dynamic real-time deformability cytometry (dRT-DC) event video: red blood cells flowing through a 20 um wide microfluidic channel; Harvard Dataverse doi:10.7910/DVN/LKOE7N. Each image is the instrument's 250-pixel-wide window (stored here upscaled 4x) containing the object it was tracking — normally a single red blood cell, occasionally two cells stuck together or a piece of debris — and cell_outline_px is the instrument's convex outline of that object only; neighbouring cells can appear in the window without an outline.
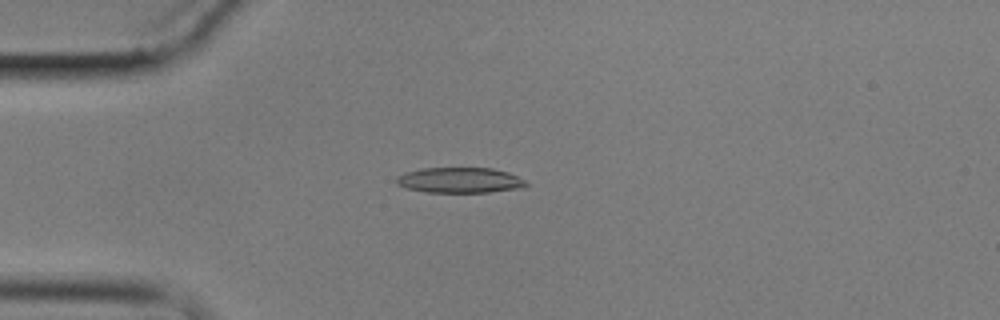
{"species": "common noctule bat (a hibernating species)", "species_latin": "Nyctalus noctula", "temperature_condition": "cold", "stored_images_in_passage": 7, "camera_frame_rate_fps": 3000, "um_per_image_px": 0.085, "animal": {"sex": "male", "body_mass_g": 17.9}, "frame": {"image": 1, "passage_image": 1, "time_ms": 0.0, "image_size_px": [1000, 320], "cell_outline_px": [[528, 184], [524, 188], [488, 192], [428, 192], [404, 188], [396, 184], [396, 176], [404, 172], [424, 168], [492, 168], [508, 172], [524, 180]], "centroid_in_image_um": [39.06, 15.32], "position_along_channel_um": 45.9, "area_um2": 19.31}}
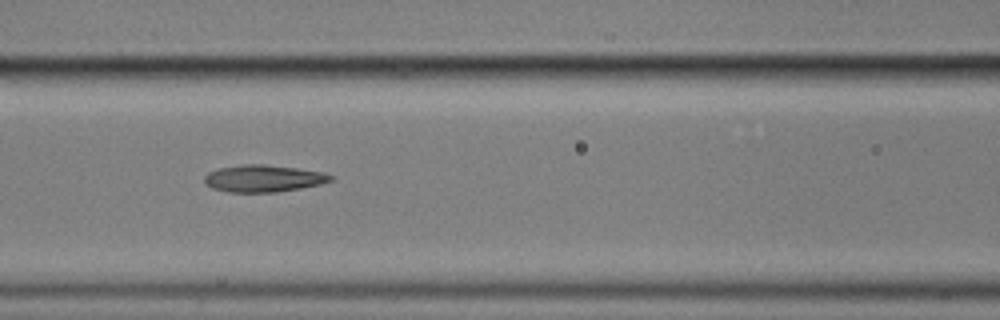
{"frame": {"image": 2, "passage_image": 4, "time_ms": 3.333, "image_size_px": [1000, 320], "cell_outline_px": [[336, 176], [332, 180], [320, 184], [300, 188], [276, 192], [228, 192], [212, 188], [204, 184], [204, 176], [208, 172], [220, 168], [244, 164], [264, 164], [296, 168], [324, 172]], "centroid_in_image_um": [22.39, 15.17], "position_along_channel_um": 144.2, "area_um2": 19.94}}
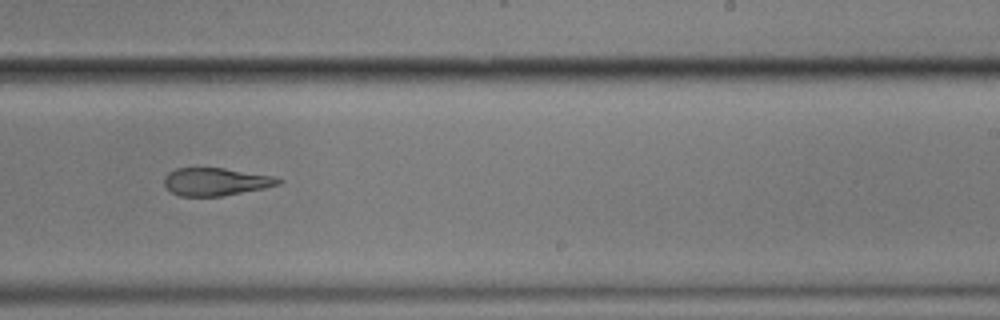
{"frame": {"image": 3, "passage_image": 7, "time_ms": 7.0, "image_size_px": [1000, 320], "cell_outline_px": [[284, 180], [280, 184], [264, 188], [220, 196], [180, 196], [172, 192], [164, 184], [164, 176], [168, 172], [176, 168], [224, 168], [272, 176]], "centroid_in_image_um": [18.32, 15.44], "position_along_channel_um": 270.7, "area_um2": 18.32}}